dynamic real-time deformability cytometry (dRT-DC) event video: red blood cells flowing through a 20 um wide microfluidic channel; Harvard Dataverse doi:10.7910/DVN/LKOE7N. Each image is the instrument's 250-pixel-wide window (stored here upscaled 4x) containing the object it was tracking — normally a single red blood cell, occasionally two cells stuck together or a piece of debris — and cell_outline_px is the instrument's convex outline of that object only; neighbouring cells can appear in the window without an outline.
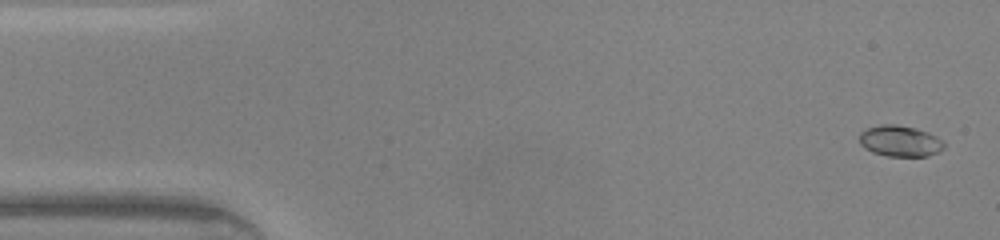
{"species": "common noctule bat (a hibernating species)", "species_latin": "Nyctalus noctula", "temperature_condition": "warm", "stored_images_in_passage": 46, "camera_frame_rate_fps": 3000, "um_per_image_px": 0.085, "animal": {"sex": "male", "body_mass_g": 20.0, "forearm_length_mm": 53.3}, "frame": {"image": 1, "passage_image": 1, "time_ms": 0.0, "image_size_px": [1000, 240], "cell_outline_px": [[944, 148], [940, 152], [928, 156], [888, 156], [872, 152], [864, 148], [860, 144], [860, 132], [868, 128], [880, 124], [896, 124], [916, 128], [928, 132], [944, 140]], "centroid_in_image_um": [76.53, 11.99], "position_along_channel_um": 8.5, "area_um2": 15.49}}
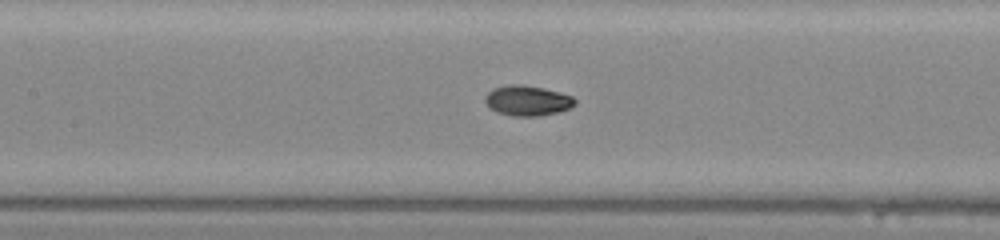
{"frame": {"image": 2, "passage_image": 20, "time_ms": 6.333, "image_size_px": [1000, 240], "cell_outline_px": [[576, 104], [560, 112], [536, 116], [512, 116], [496, 112], [488, 108], [484, 100], [484, 96], [492, 88], [508, 84], [520, 84], [544, 88], [560, 92], [572, 96], [576, 100]], "centroid_in_image_um": [44.79, 8.55], "position_along_channel_um": 162.6, "area_um2": 16.07}}
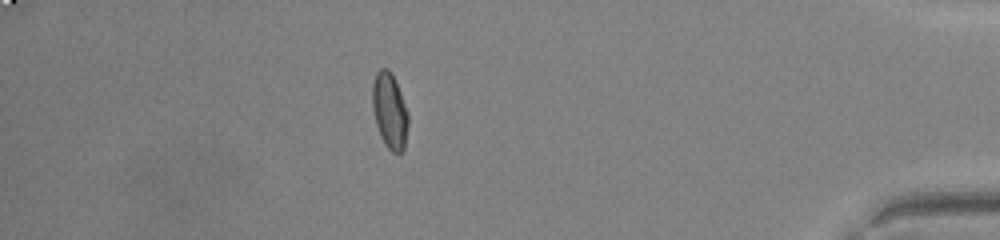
{"frame": {"image": 3, "passage_image": 40, "time_ms": 13.0, "image_size_px": [1000, 240], "cell_outline_px": [[408, 124], [404, 148], [400, 152], [392, 152], [384, 144], [380, 136], [376, 124], [372, 108], [372, 84], [376, 72], [380, 68], [388, 68], [392, 72], [408, 112]], "centroid_in_image_um": [33.1, 9.39], "position_along_channel_um": 402.1, "area_um2": 15.9}, "authors_computed_cell_mechanics": {"area_um2": 15.3748, "velocity_mm_per_s": 4.3445, "shape_relaxation_time_tau1_ms": 4.4614, "shape_relaxation_time_tau2_ms": 0.9957, "deformation_change_tau1": 0.17, "deformation_change_tau2": 0.0366}}